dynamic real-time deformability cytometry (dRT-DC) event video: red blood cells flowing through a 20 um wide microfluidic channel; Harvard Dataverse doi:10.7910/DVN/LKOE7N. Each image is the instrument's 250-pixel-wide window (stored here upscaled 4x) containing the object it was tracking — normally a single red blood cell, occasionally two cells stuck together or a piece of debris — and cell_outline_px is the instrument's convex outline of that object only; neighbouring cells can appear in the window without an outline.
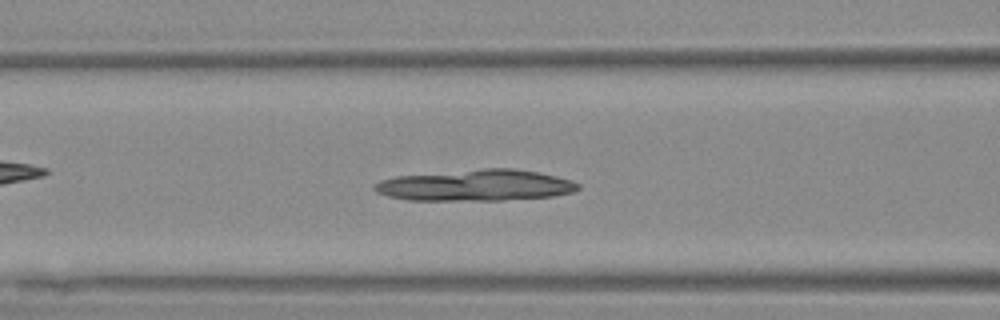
{"species": "Egyptian fruit bat (a non-hibernating species)", "species_latin": "Rousettus aegyptiacus", "temperature_condition": "warm", "stored_images_in_passage": 55, "camera_frame_rate_fps": 3000, "um_per_image_px": 0.085, "animal": {"sex": "female"}, "frame": {"image": 1, "passage_image": 23, "time_ms": 7.333, "image_size_px": [1000, 320], "cell_outline_px": [[580, 188], [572, 192], [552, 196], [504, 200], [408, 200], [388, 196], [376, 192], [372, 188], [372, 184], [380, 180], [396, 176], [484, 168], [512, 168], [536, 172], [556, 176], [572, 180], [580, 184]], "centroid_in_image_um": [40.41, 15.75], "position_along_channel_um": 126.2, "area_um2": 37.17}}
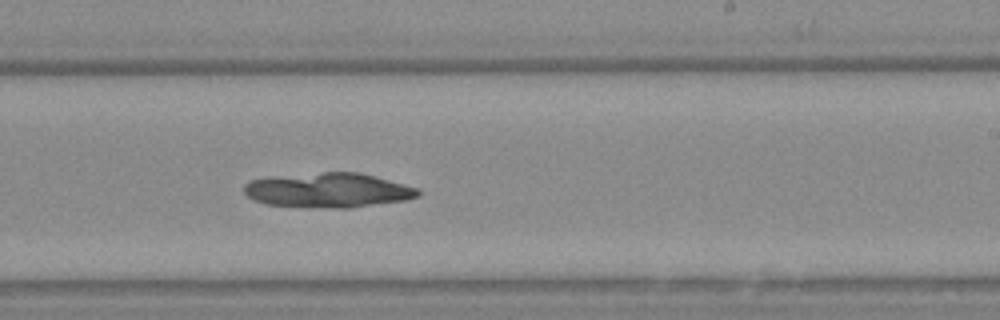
{"frame": {"image": 2, "passage_image": 34, "time_ms": 11.0, "image_size_px": [1000, 320], "cell_outline_px": [[420, 196], [404, 200], [352, 208], [332, 208], [264, 204], [252, 200], [244, 192], [244, 184], [252, 180], [324, 172], [356, 172], [420, 188]], "centroid_in_image_um": [27.94, 16.19], "position_along_channel_um": 261.1, "area_um2": 34.56}}
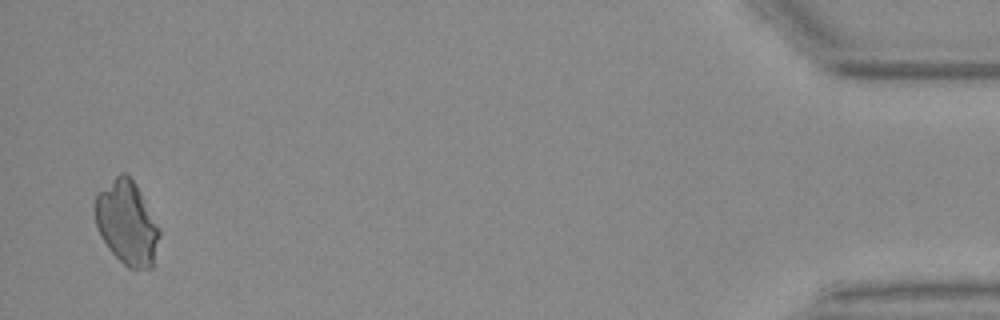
{"frame": {"image": 3, "passage_image": 54, "time_ms": 17.667, "image_size_px": [1000, 320], "cell_outline_px": [[160, 236], [156, 264], [152, 268], [128, 268], [108, 248], [100, 236], [96, 224], [96, 196], [120, 172], [124, 172], [136, 184], [160, 228]], "centroid_in_image_um": [10.84, 19.0], "position_along_channel_um": 424.4, "area_um2": 31.27}}